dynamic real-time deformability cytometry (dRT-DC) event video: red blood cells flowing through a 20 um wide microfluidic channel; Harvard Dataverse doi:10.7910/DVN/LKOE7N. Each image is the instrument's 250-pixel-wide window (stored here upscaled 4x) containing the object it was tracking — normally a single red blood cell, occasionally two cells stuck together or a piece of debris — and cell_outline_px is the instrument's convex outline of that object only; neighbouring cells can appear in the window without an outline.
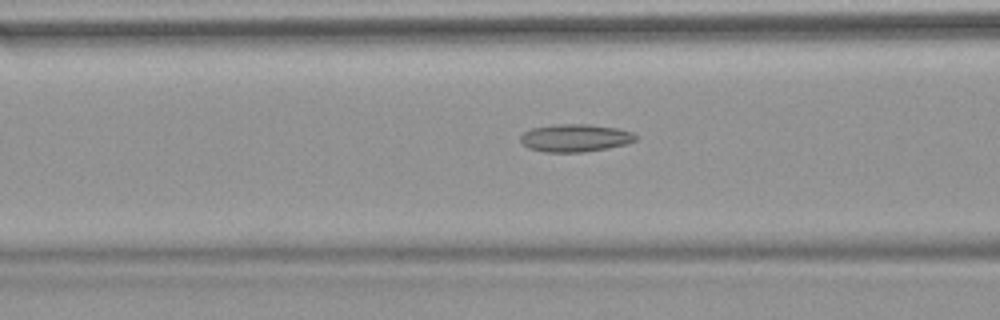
{"species": "common noctule bat (a hibernating species)", "species_latin": "Nyctalus noctula", "temperature_condition": "warm", "stored_images_in_passage": 53, "camera_frame_rate_fps": 3000, "um_per_image_px": 0.085, "animal": {"sex": "female", "body_mass_g": 18.4}, "frame": {"image": 1, "passage_image": 21, "time_ms": 6.667, "image_size_px": [1000, 320], "cell_outline_px": [[636, 140], [624, 144], [584, 152], [544, 152], [528, 148], [520, 140], [520, 136], [524, 132], [532, 128], [556, 124], [588, 124], [616, 128], [632, 132], [636, 136]], "centroid_in_image_um": [48.85, 11.72], "position_along_channel_um": 117.8, "area_um2": 18.38}}
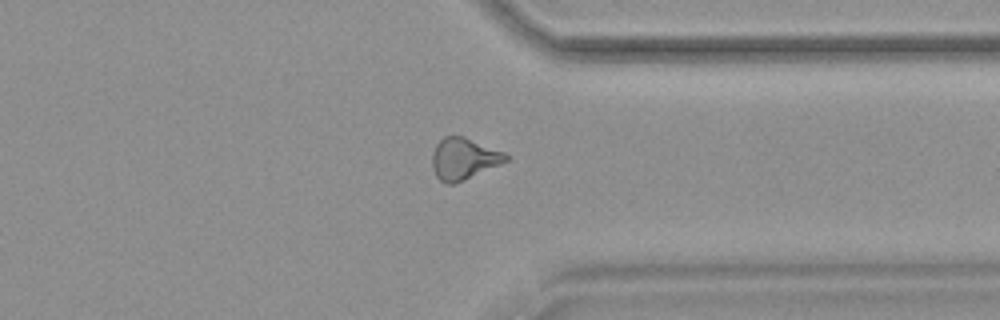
{"frame": {"image": 2, "passage_image": 41, "time_ms": 13.333, "image_size_px": [1000, 320], "cell_outline_px": [[508, 160], [500, 164], [456, 184], [448, 184], [440, 180], [436, 176], [432, 168], [432, 152], [436, 144], [444, 136], [464, 136], [504, 152], [508, 156]], "centroid_in_image_um": [39.39, 13.5], "position_along_channel_um": 372.0, "area_um2": 17.86}}
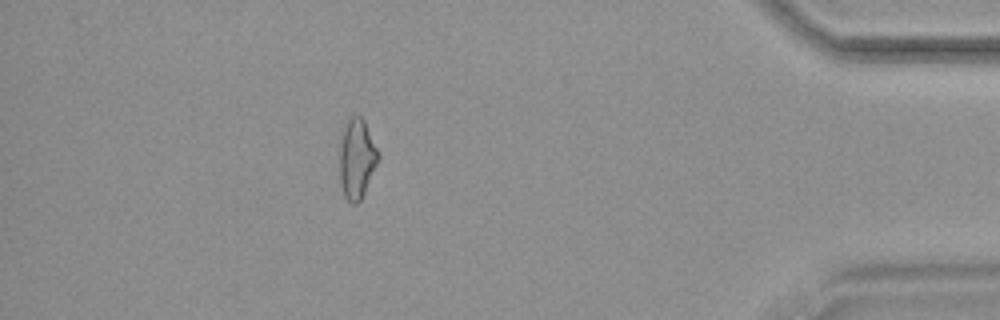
{"frame": {"image": 3, "passage_image": 47, "time_ms": 15.333, "image_size_px": [1000, 320], "cell_outline_px": [[380, 156], [364, 192], [360, 200], [356, 204], [352, 204], [344, 196], [340, 184], [340, 144], [344, 128], [348, 120], [352, 116], [360, 116], [364, 120]], "centroid_in_image_um": [30.32, 13.51], "position_along_channel_um": 404.9, "area_um2": 17.57}, "authors_computed_cell_mechanics": {"area_um2": 18.1492, "velocity_mm_per_s": 3.8443, "shape_relaxation_time_tau1_ms": null, "shape_relaxation_time_tau2_ms": 2.8878, "deformation_change_tau1": null, "deformation_change_tau2": 0.1153}}